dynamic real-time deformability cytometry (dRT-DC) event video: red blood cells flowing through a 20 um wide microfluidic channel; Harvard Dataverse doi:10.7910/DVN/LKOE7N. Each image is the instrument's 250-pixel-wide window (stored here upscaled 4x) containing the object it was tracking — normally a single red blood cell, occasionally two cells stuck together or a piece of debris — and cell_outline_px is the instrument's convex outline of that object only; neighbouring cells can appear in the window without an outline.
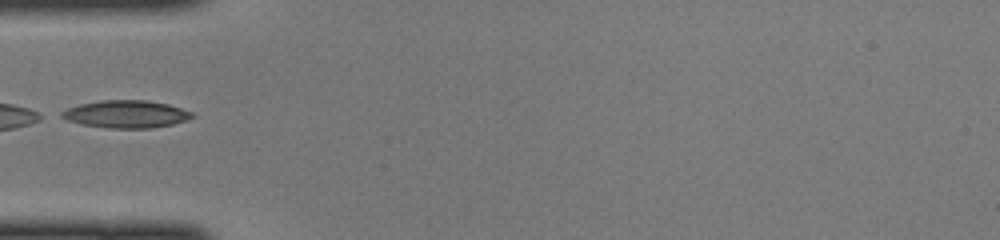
{"species": "common noctule bat (a hibernating species)", "species_latin": "Nyctalus noctula", "temperature_condition": "cold", "stored_images_in_passage": 13, "camera_frame_rate_fps": 3000, "um_per_image_px": 0.085, "animal": {"sex": "female", "body_mass_g": 22.0, "forearm_length_mm": 56.7}, "frame": {"image": 1, "passage_image": 1, "time_ms": 0.0, "image_size_px": [1000, 240], "cell_outline_px": [[196, 116], [188, 120], [172, 124], [152, 128], [108, 128], [80, 124], [68, 120], [60, 116], [60, 112], [68, 108], [80, 104], [100, 100], [144, 100], [168, 104], [192, 112]], "centroid_in_image_um": [10.72, 9.7], "position_along_channel_um": 74.3, "area_um2": 20.92}}